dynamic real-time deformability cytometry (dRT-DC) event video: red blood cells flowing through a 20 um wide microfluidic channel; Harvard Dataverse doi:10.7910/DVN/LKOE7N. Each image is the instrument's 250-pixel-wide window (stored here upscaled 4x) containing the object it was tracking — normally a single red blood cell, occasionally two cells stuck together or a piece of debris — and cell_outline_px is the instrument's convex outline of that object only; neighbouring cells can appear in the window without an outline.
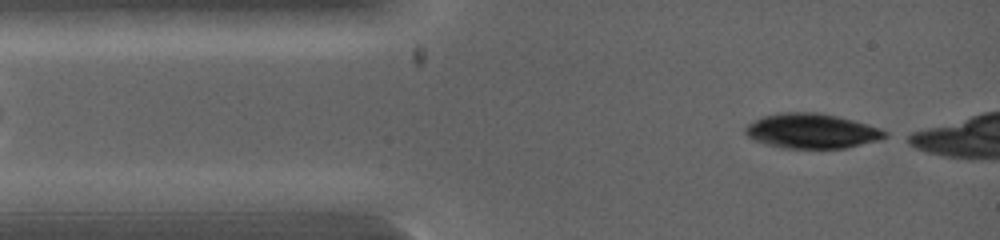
{"species": "common noctule bat (a hibernating species)", "species_latin": "Nyctalus noctula", "temperature_condition": "warm", "stored_images_in_passage": 2, "camera_frame_rate_fps": 5000, "um_per_image_px": 0.085, "animal": {"sex": "female", "body_mass_g": 19.0, "forearm_length_mm": 53.3}, "frame": {"image": 1, "passage_image": 1, "time_ms": 0.0, "image_size_px": [1000, 240], "cell_outline_px": [[888, 136], [880, 140], [848, 148], [780, 148], [764, 144], [752, 140], [744, 132], [744, 128], [748, 124], [764, 116], [780, 112], [820, 112], [868, 124], [880, 128], [888, 132]], "centroid_in_image_um": [69.0, 11.14], "position_along_channel_um": 16.0, "area_um2": 28.61}}